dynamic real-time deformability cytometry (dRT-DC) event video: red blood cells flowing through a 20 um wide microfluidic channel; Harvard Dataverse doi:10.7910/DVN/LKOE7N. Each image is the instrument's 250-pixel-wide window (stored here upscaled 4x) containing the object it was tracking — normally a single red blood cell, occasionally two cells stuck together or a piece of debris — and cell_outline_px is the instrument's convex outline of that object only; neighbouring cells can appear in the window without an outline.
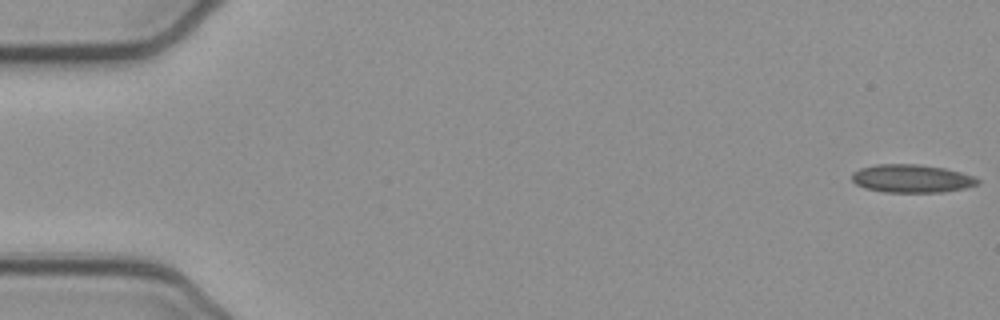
{"species": "common noctule bat (a hibernating species)", "species_latin": "Nyctalus noctula", "temperature_condition": "cold", "stored_images_in_passage": 13, "camera_frame_rate_fps": 3000, "um_per_image_px": 0.085, "animal": {"sex": "female", "body_mass_g": 21.9}, "frame": {"image": 1, "passage_image": 1, "time_ms": 0.0, "image_size_px": [1000, 320], "cell_outline_px": [[980, 184], [964, 188], [944, 192], [884, 192], [864, 188], [856, 184], [852, 180], [852, 172], [860, 168], [876, 164], [920, 164], [944, 168], [976, 176], [980, 180]], "centroid_in_image_um": [77.51, 15.17], "position_along_channel_um": 7.5, "area_um2": 20.81}}
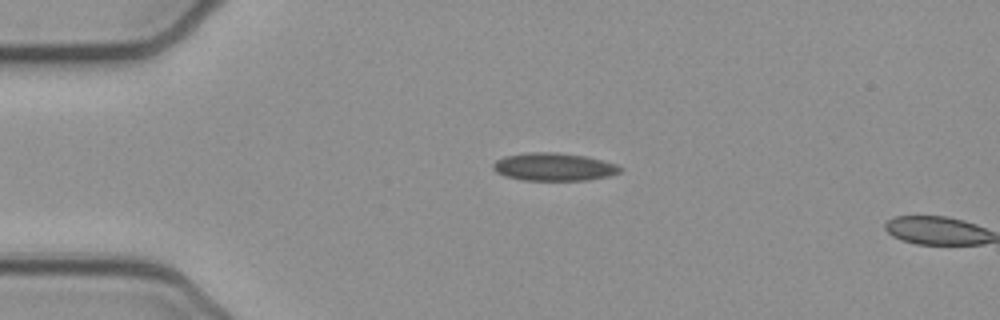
{"frame": {"image": 2, "passage_image": 12, "time_ms": 3.667, "image_size_px": [1000, 320], "cell_outline_px": [[624, 168], [620, 172], [608, 176], [588, 180], [524, 180], [504, 176], [496, 172], [492, 168], [492, 164], [496, 160], [504, 156], [528, 152], [556, 152], [588, 156], [604, 160], [616, 164]], "centroid_in_image_um": [47.08, 14.17], "position_along_channel_um": 37.9, "area_um2": 20.87}}